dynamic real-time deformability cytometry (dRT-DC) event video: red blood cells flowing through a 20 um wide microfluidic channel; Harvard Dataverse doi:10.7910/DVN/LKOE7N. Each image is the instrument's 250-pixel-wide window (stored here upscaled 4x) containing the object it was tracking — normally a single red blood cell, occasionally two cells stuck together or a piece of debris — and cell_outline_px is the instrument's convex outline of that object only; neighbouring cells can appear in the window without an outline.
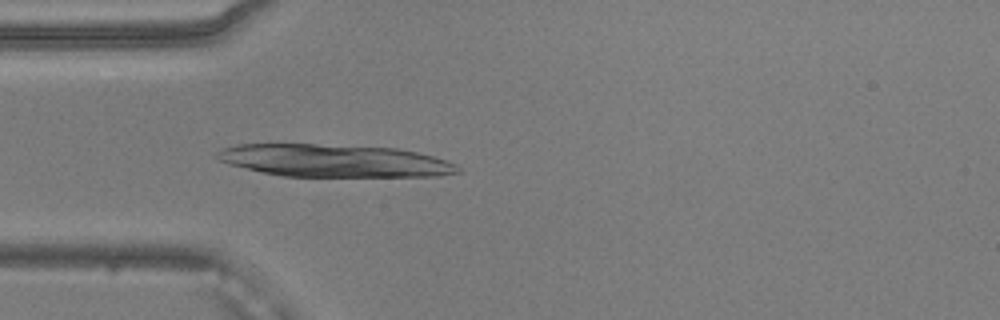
{"species": "common noctule bat (a hibernating species)", "species_latin": "Nyctalus noctula", "temperature_condition": "warm", "stored_images_in_passage": 49, "camera_frame_rate_fps": 3000, "um_per_image_px": 0.085, "animal": {"sex": "male", "body_mass_g": 20.5, "forearm_length_mm": 52.5}, "frame": {"image": 1, "passage_image": 13, "time_ms": 4.0, "image_size_px": [1000, 320], "cell_outline_px": [[460, 172], [440, 176], [284, 176], [264, 172], [228, 164], [216, 160], [216, 152], [224, 148], [236, 144], [316, 144], [400, 148], [448, 160], [456, 164], [460, 168]], "centroid_in_image_um": [28.42, 13.65], "position_along_channel_um": 56.6, "area_um2": 45.66}}